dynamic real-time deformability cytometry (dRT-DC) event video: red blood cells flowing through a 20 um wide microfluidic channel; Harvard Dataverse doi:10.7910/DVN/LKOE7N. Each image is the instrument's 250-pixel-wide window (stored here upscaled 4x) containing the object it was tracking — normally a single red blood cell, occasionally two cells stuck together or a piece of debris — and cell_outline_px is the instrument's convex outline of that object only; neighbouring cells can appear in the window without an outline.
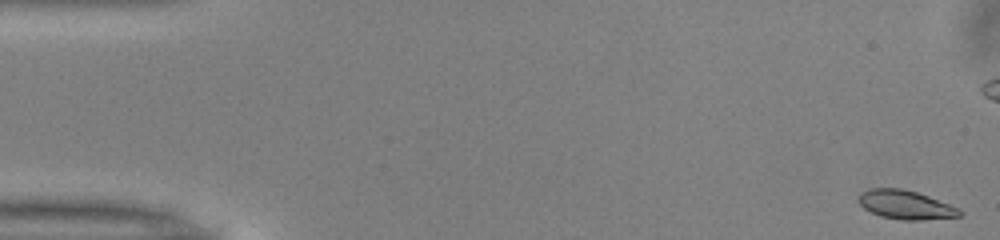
{"species": "common noctule bat (a hibernating species)", "species_latin": "Nyctalus noctula", "temperature_condition": "warm", "stored_images_in_passage": 52, "camera_frame_rate_fps": 3000, "um_per_image_px": 0.085, "animal": {"sex": "male", "body_mass_g": 13.0, "forearm_length_mm": 53.1}, "frame": {"image": 1, "passage_image": 1, "time_ms": 0.0, "image_size_px": [1000, 240], "cell_outline_px": [[964, 212], [960, 216], [920, 220], [900, 220], [880, 216], [864, 208], [860, 204], [860, 192], [872, 188], [900, 188], [916, 192], [928, 196], [948, 204]], "centroid_in_image_um": [76.96, 17.41], "position_along_channel_um": 8.0, "area_um2": 16.7}}
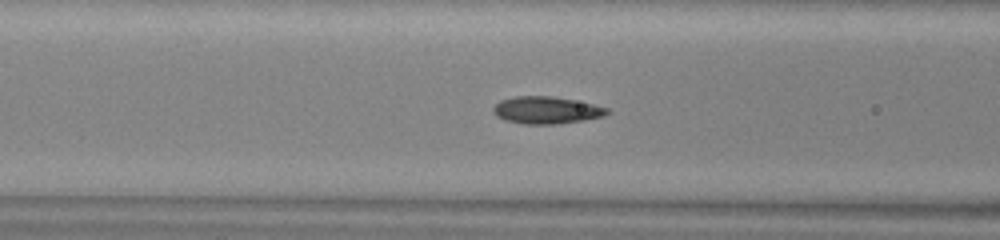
{"frame": {"image": 2, "passage_image": 20, "time_ms": 6.333, "image_size_px": [1000, 240], "cell_outline_px": [[612, 112], [604, 116], [584, 120], [556, 124], [524, 124], [508, 120], [496, 116], [492, 112], [492, 108], [500, 100], [516, 96], [552, 96], [592, 104], [608, 108]], "centroid_in_image_um": [46.45, 9.36], "position_along_channel_um": 120.2, "area_um2": 17.98}}
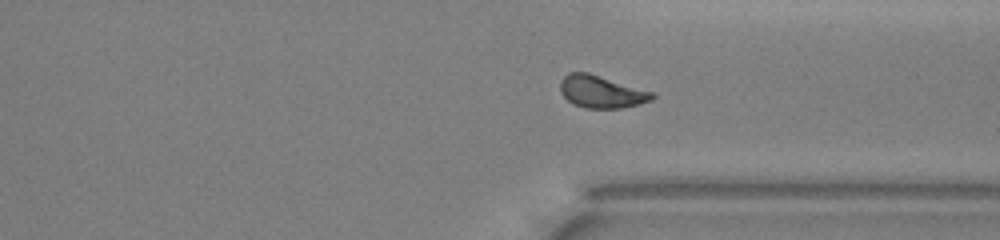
{"frame": {"image": 3, "passage_image": 38, "time_ms": 12.333, "image_size_px": [1000, 240], "cell_outline_px": [[656, 96], [652, 100], [640, 104], [620, 108], [584, 108], [572, 104], [560, 92], [560, 80], [568, 72], [588, 72], [656, 92]], "centroid_in_image_um": [51.14, 7.79], "position_along_channel_um": 360.3, "area_um2": 17.69}, "authors_computed_cell_mechanics": {"area_um2": 17.2822, "velocity_mm_per_s": 4.0064, "shape_relaxation_time_tau1_ms": 4.1184, "shape_relaxation_time_tau2_ms": 1.1616, "deformation_change_tau1": 0.1427, "deformation_change_tau2": 0.0651}}